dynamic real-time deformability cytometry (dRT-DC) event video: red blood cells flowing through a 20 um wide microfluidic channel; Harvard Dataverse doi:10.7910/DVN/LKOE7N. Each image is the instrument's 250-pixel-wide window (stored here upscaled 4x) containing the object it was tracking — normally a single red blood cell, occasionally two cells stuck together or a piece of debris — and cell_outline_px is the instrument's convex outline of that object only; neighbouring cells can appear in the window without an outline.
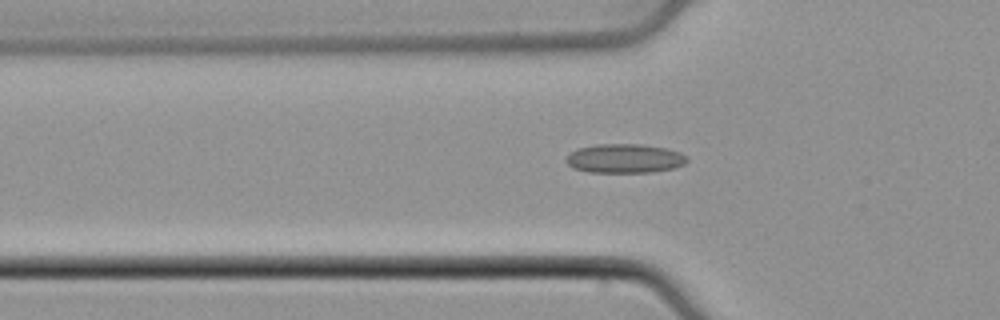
{"species": "common noctule bat (a hibernating species)", "species_latin": "Nyctalus noctula", "temperature_condition": "cold", "stored_images_in_passage": 35, "camera_frame_rate_fps": 3000, "um_per_image_px": 0.085, "animal": {"sex": "male", "body_mass_g": 21.5, "forearm_length_mm": 52.0}, "frame": {"image": 1, "passage_image": 2, "time_ms": 0.333, "image_size_px": [1000, 320], "cell_outline_px": [[688, 160], [684, 164], [676, 168], [652, 172], [588, 172], [572, 168], [564, 160], [576, 148], [596, 144], [640, 144], [668, 148], [680, 152], [688, 156]], "centroid_in_image_um": [53.12, 13.47], "position_along_channel_um": 72.7, "area_um2": 20.75}}
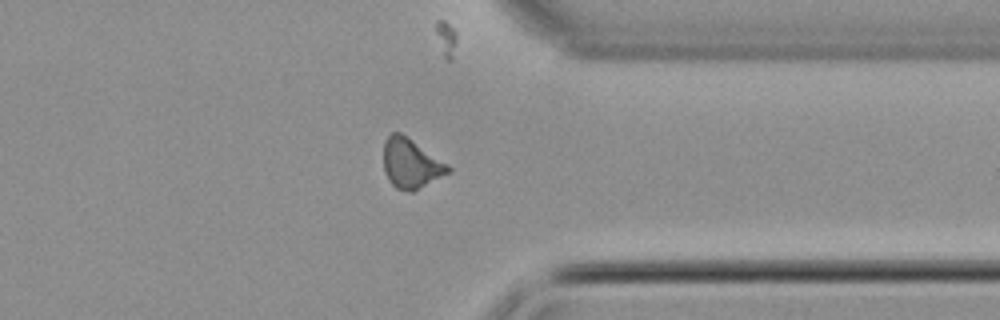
{"frame": {"image": 2, "passage_image": 24, "time_ms": 7.667, "image_size_px": [1000, 320], "cell_outline_px": [[452, 172], [412, 192], [408, 192], [396, 188], [388, 180], [384, 172], [384, 140], [392, 132], [400, 132], [448, 164], [452, 168]], "centroid_in_image_um": [34.93, 13.92], "position_along_channel_um": 376.5, "area_um2": 18.73}}
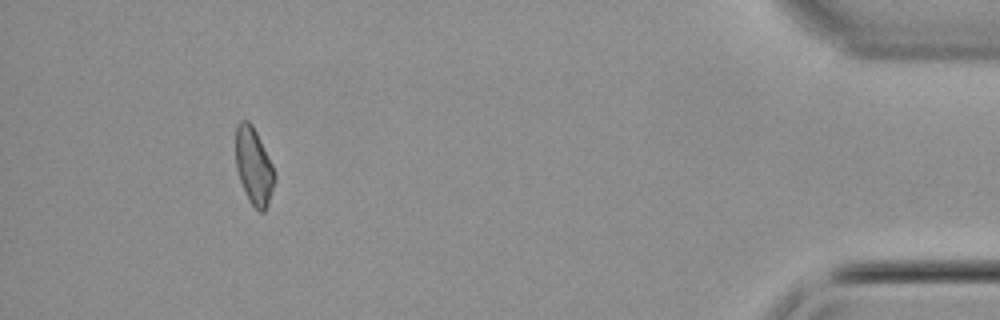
{"frame": {"image": 3, "passage_image": 31, "time_ms": 10.0, "image_size_px": [1000, 320], "cell_outline_px": [[276, 180], [268, 204], [264, 212], [260, 212], [248, 200], [240, 180], [236, 168], [236, 124], [240, 120], [248, 120], [252, 124], [272, 164], [276, 176]], "centroid_in_image_um": [21.58, 14.13], "position_along_channel_um": 413.6, "area_um2": 17.4}}